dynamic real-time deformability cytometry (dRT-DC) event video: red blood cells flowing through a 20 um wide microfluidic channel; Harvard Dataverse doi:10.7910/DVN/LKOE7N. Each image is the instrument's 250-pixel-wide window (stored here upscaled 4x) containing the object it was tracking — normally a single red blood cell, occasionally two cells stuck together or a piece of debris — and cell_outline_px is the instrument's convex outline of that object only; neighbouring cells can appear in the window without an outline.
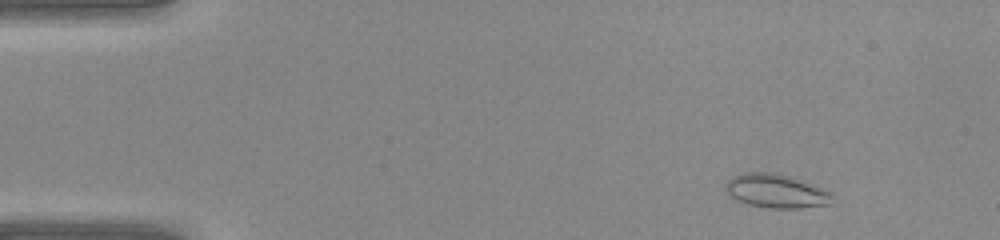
{"species": "common noctule bat (a hibernating species)", "species_latin": "Nyctalus noctula", "temperature_condition": "warm", "stored_images_in_passage": 39, "camera_frame_rate_fps": 3000, "um_per_image_px": 0.085, "animal": {"sex": "female", "body_mass_g": 22.0, "forearm_length_mm": 56.7}, "frame": {"image": 1, "passage_image": 4, "time_ms": 1.0, "image_size_px": [1000, 240], "cell_outline_px": [[832, 204], [800, 208], [768, 208], [748, 204], [736, 200], [724, 188], [724, 184], [732, 176], [744, 172], [776, 172], [800, 180], [820, 188], [828, 192], [832, 196]], "centroid_in_image_um": [65.92, 16.24], "position_along_channel_um": 19.1, "area_um2": 20.87}}
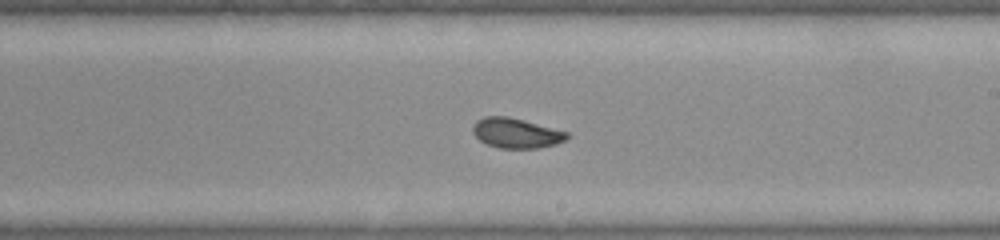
{"frame": {"image": 2, "passage_image": 23, "time_ms": 7.333, "image_size_px": [1000, 240], "cell_outline_px": [[568, 136], [564, 140], [556, 144], [540, 148], [500, 148], [488, 144], [480, 140], [472, 132], [472, 128], [476, 120], [484, 116], [508, 116], [524, 120], [568, 132]], "centroid_in_image_um": [43.85, 11.3], "position_along_channel_um": 245.1, "area_um2": 16.36}}
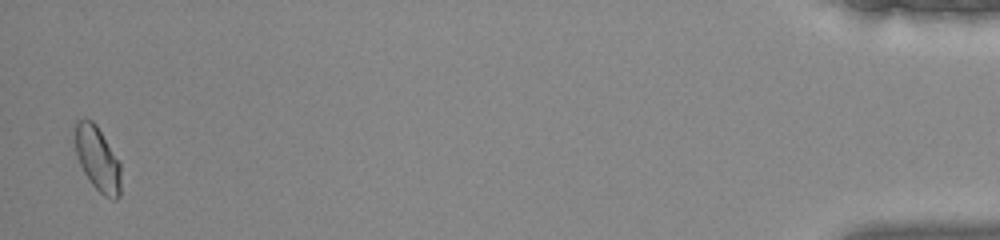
{"frame": {"image": 3, "passage_image": 39, "time_ms": 12.667, "image_size_px": [1000, 240], "cell_outline_px": [[120, 196], [116, 200], [112, 200], [104, 196], [92, 184], [84, 172], [76, 156], [76, 120], [92, 120], [96, 124], [120, 164]], "centroid_in_image_um": [8.3, 13.54], "position_along_channel_um": 426.9, "area_um2": 16.82}}